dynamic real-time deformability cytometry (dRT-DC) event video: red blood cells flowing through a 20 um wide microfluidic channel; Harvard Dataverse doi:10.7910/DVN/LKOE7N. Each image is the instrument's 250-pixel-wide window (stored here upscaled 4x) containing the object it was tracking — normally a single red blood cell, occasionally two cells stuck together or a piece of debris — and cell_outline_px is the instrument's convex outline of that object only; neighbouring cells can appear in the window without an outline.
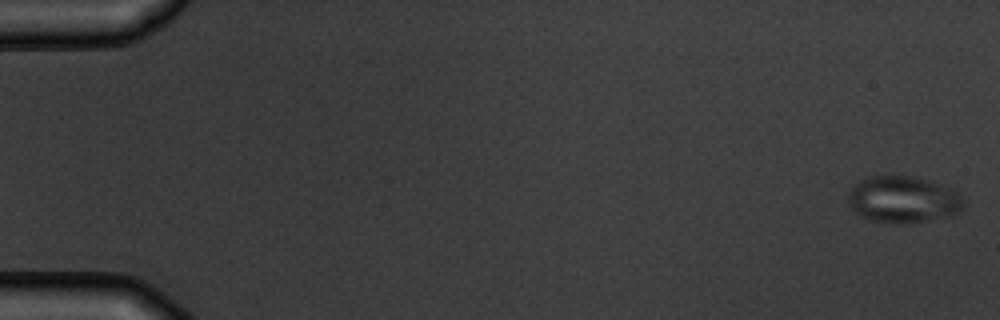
{"species": "common noctule bat (a hibernating species)", "species_latin": "Nyctalus noctula", "temperature_condition": "warm", "stored_images_in_passage": 7, "camera_frame_rate_fps": 3000, "um_per_image_px": 0.085, "animal": {"sex": "male", "body_mass_g": 19.5, "forearm_length_mm": 54.6}, "frame": {"image": 1, "passage_image": 1, "time_ms": 0.0, "image_size_px": [1000, 320], "cell_outline_px": [[964, 208], [956, 212], [908, 224], [904, 224], [868, 220], [860, 216], [848, 204], [848, 188], [864, 176], [912, 176], [956, 188], [964, 200]], "centroid_in_image_um": [76.72, 16.93], "position_along_channel_um": 8.3, "area_um2": 31.62}}